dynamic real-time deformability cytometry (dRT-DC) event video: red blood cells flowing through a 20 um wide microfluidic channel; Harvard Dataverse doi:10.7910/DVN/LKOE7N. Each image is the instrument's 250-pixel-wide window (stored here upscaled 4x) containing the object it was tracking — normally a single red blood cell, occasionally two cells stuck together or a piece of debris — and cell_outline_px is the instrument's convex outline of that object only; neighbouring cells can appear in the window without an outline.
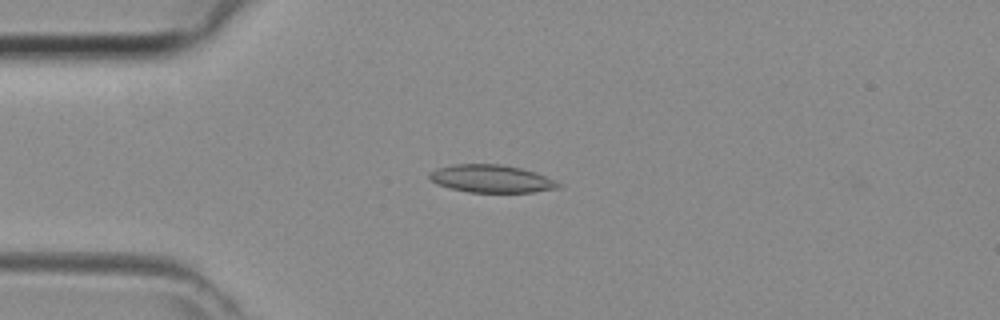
{"species": "common noctule bat (a hibernating species)", "species_latin": "Nyctalus noctula", "temperature_condition": "room temperature", "stored_images_in_passage": 12, "camera_frame_rate_fps": 3000, "um_per_image_px": 0.085, "animal": {"sex": "female", "body_mass_g": 29.2, "forearm_length_mm": 56.3}, "frame": {"image": 1, "passage_image": 3, "time_ms": 0.667, "image_size_px": [1000, 320], "cell_outline_px": [[560, 188], [532, 192], [468, 192], [436, 184], [428, 176], [428, 172], [436, 168], [452, 164], [500, 164], [520, 168], [544, 176], [560, 184]], "centroid_in_image_um": [41.69, 15.19], "position_along_channel_um": 43.3, "area_um2": 20.58}}
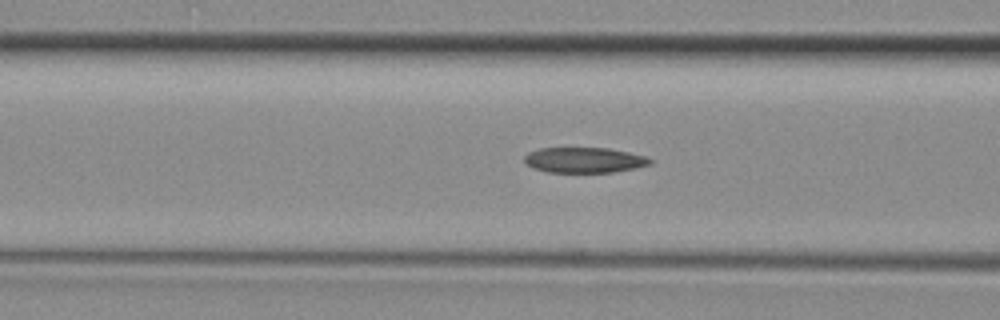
{"frame": {"image": 2, "passage_image": 9, "time_ms": 2.667, "image_size_px": [1000, 320], "cell_outline_px": [[652, 164], [636, 168], [612, 172], [548, 172], [532, 168], [524, 160], [524, 156], [528, 152], [540, 148], [608, 148], [628, 152], [644, 156], [652, 160]], "centroid_in_image_um": [49.65, 13.6], "position_along_channel_um": 116.9, "area_um2": 18.55}}
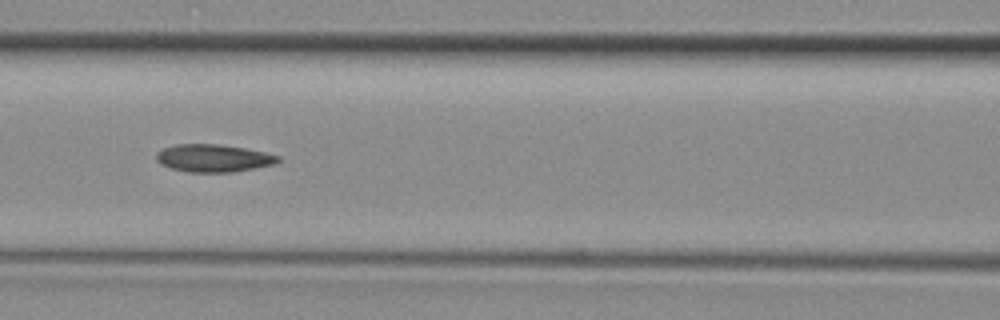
{"frame": {"image": 3, "passage_image": 11, "time_ms": 3.333, "image_size_px": [1000, 320], "cell_outline_px": [[280, 160], [276, 164], [232, 172], [188, 172], [172, 168], [160, 164], [156, 160], [156, 152], [164, 148], [176, 144], [220, 144], [244, 148], [264, 152], [280, 156]], "centroid_in_image_um": [18.14, 13.44], "position_along_channel_um": 148.5, "area_um2": 19.59}}